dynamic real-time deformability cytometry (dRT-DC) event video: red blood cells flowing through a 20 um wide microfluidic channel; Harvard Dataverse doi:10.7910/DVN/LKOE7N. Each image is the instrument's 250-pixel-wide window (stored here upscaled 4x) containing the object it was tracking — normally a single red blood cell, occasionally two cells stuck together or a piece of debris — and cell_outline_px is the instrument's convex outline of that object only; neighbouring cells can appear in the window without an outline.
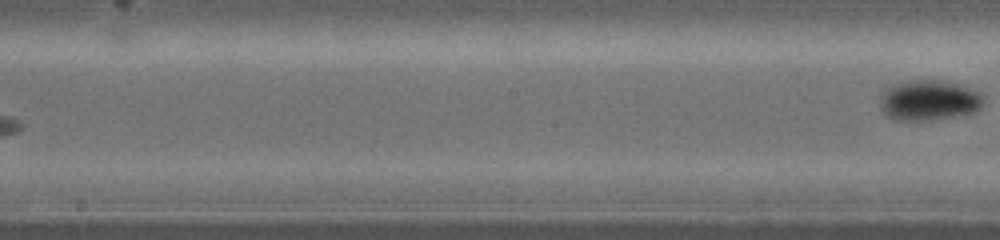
{"species": "common noctule bat (a hibernating species)", "species_latin": "Nyctalus noctula", "temperature_condition": "warm", "stored_images_in_passage": 9, "segment_of_instrument_passage": [2, 2], "camera_frame_rate_fps": 5000, "um_per_image_px": 0.085, "animal": {"sex": "female", "body_mass_g": 19.0, "forearm_length_mm": 53.3}, "frame": {"image": 1, "passage_image": 9, "time_ms": 5.2, "image_size_px": [1000, 240], "cell_outline_px": [[984, 104], [980, 108], [972, 112], [932, 120], [892, 120], [880, 108], [880, 96], [888, 88], [896, 84], [912, 80], [940, 80], [956, 84], [968, 88], [984, 96]], "centroid_in_image_um": [78.94, 8.53], "position_along_channel_um": 169.3, "area_um2": 23.99}}